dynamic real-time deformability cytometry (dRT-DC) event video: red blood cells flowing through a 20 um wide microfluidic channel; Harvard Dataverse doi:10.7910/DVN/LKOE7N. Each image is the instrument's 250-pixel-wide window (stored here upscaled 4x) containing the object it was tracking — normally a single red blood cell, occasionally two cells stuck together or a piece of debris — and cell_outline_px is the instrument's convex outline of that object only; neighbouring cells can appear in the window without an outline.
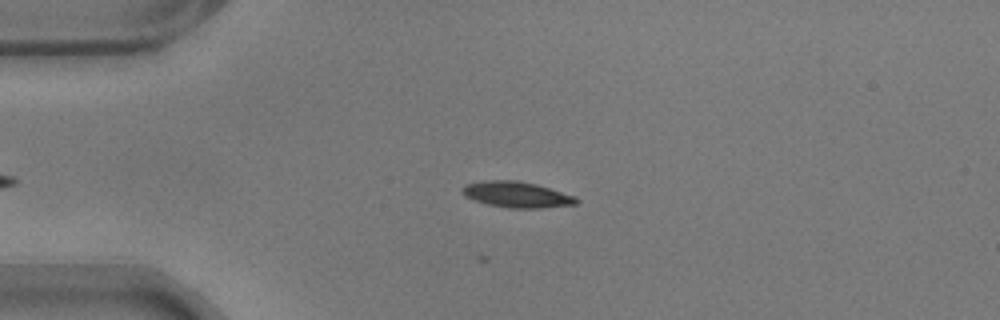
{"species": "common noctule bat (a hibernating species)", "species_latin": "Nyctalus noctula", "temperature_condition": "warm", "stored_images_in_passage": 44, "camera_frame_rate_fps": 3000, "um_per_image_px": 0.085, "animal": {"sex": "male", "body_mass_g": 17.9}, "frame": {"image": 1, "passage_image": 3, "time_ms": 0.667, "image_size_px": [1000, 320], "cell_outline_px": [[580, 200], [576, 204], [540, 208], [508, 208], [488, 204], [464, 196], [460, 188], [464, 184], [484, 180], [516, 180], [536, 184], [576, 196]], "centroid_in_image_um": [43.91, 16.53], "position_along_channel_um": 41.1, "area_um2": 17.28}}
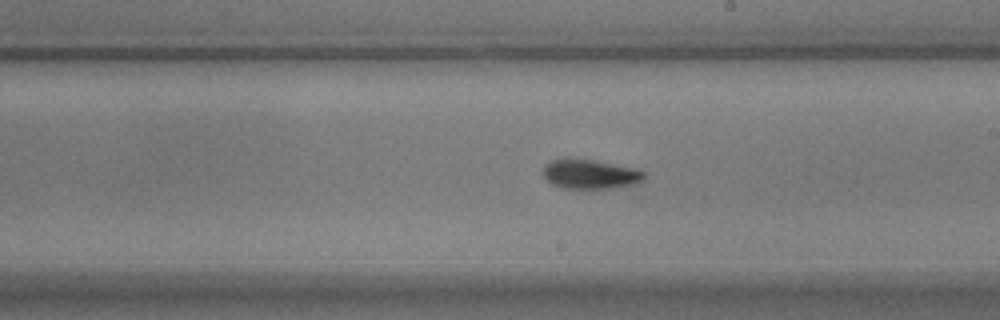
{"frame": {"image": 2, "passage_image": 22, "time_ms": 7.0, "image_size_px": [1000, 320], "cell_outline_px": [[648, 172], [644, 180], [636, 184], [612, 188], [560, 188], [552, 184], [540, 172], [544, 164], [552, 160], [564, 156], [568, 156], [592, 160], [636, 168]], "centroid_in_image_um": [50.14, 14.77], "position_along_channel_um": 238.9, "area_um2": 17.98}}
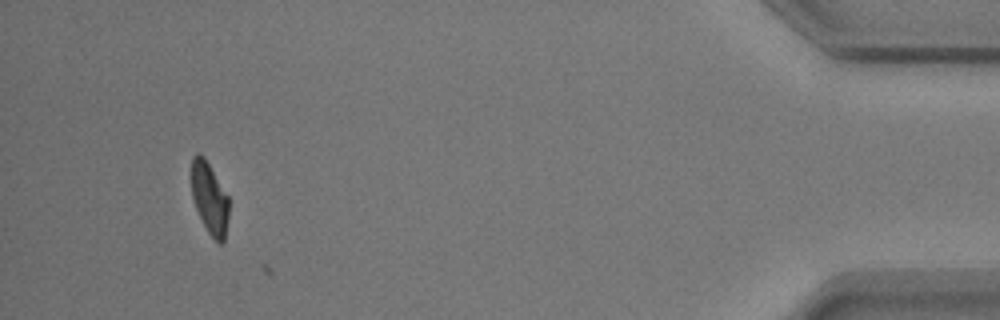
{"frame": {"image": 3, "passage_image": 43, "time_ms": 14.0, "image_size_px": [1000, 320], "cell_outline_px": [[228, 220], [224, 240], [220, 244], [208, 232], [196, 208], [192, 196], [188, 176], [192, 156], [196, 152], [204, 156], [228, 196]], "centroid_in_image_um": [17.75, 16.76], "position_along_channel_um": 417.4, "area_um2": 15.9}, "authors_computed_cell_mechanics": {"area_um2": 16.9065, "velocity_mm_per_s": 3.5319, "shape_relaxation_time_tau1_ms": 11.2036, "shape_relaxation_time_tau2_ms": 1.6509, "deformation_change_tau1": 0.2969, "deformation_change_tau2": 0.0621}}